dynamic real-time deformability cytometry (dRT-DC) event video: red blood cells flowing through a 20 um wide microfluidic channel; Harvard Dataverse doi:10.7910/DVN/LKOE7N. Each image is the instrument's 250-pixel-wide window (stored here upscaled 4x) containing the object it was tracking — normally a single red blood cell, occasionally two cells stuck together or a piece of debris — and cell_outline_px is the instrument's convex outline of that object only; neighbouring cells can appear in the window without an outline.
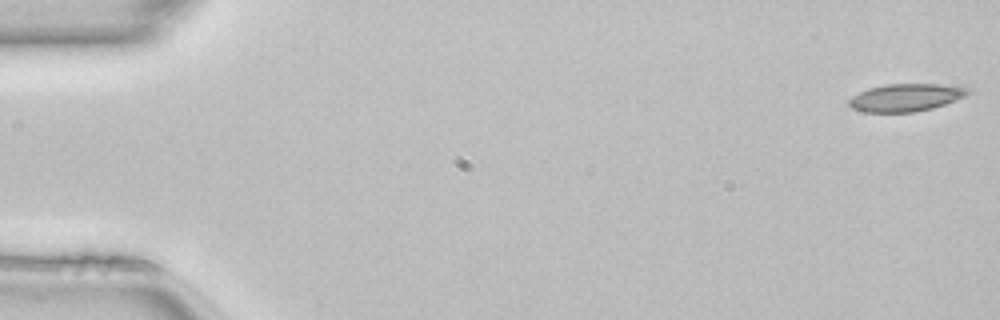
{"species": "common noctule bat (a hibernating species)", "species_latin": "Nyctalus noctula", "temperature_condition": "room temperature", "stored_images_in_passage": 50, "camera_frame_rate_fps": 3000, "um_per_image_px": 0.085, "animal": {"sex": "female", "body_mass_g": 22.7, "forearm_length_mm": 54.2}, "frame": {"image": 1, "passage_image": 1, "time_ms": 0.0, "image_size_px": [1000, 320], "cell_outline_px": [[972, 92], [964, 96], [944, 104], [932, 108], [912, 112], [864, 112], [852, 108], [848, 104], [848, 100], [852, 96], [868, 88], [888, 84], [936, 84], [968, 88]], "centroid_in_image_um": [76.95, 8.29], "position_along_channel_um": 8.0, "area_um2": 18.9}}
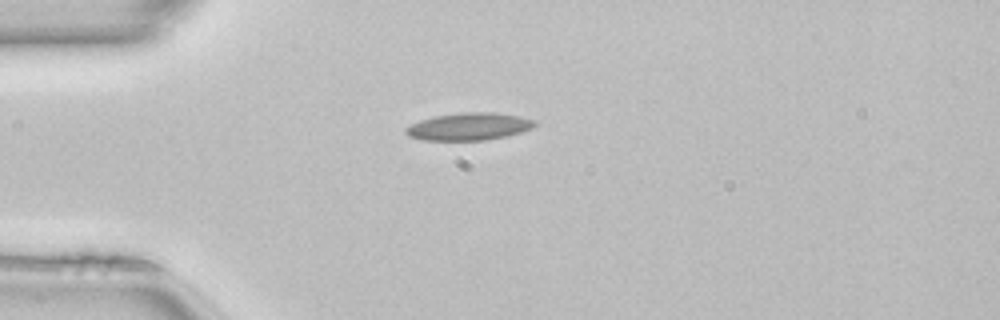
{"frame": {"image": 2, "passage_image": 13, "time_ms": 4.0, "image_size_px": [1000, 320], "cell_outline_px": [[536, 124], [532, 128], [508, 136], [484, 140], [424, 140], [408, 136], [404, 132], [404, 128], [420, 120], [436, 116], [460, 112], [492, 112], [520, 116], [536, 120]], "centroid_in_image_um": [39.86, 10.75], "position_along_channel_um": 45.1, "area_um2": 20.63}}
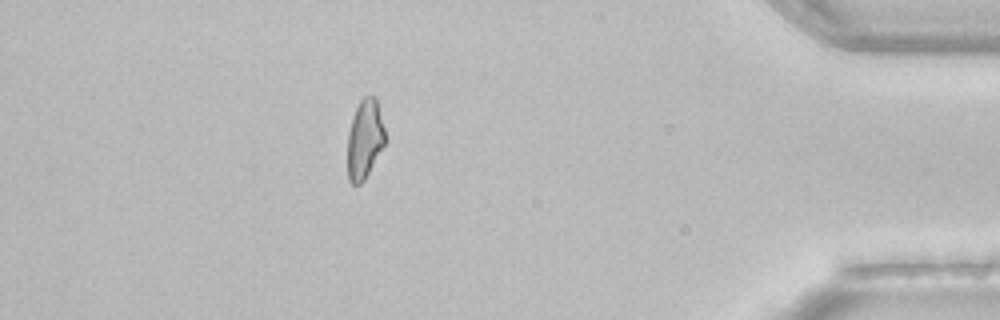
{"frame": {"image": 3, "passage_image": 44, "time_ms": 14.333, "image_size_px": [1000, 320], "cell_outline_px": [[388, 140], [364, 180], [360, 184], [352, 184], [348, 180], [348, 132], [352, 116], [360, 100], [364, 96], [376, 96]], "centroid_in_image_um": [31.03, 11.81], "position_along_channel_um": 404.2, "area_um2": 17.69}, "authors_computed_cell_mechanics": {"area_um2": 18.9584, "velocity_mm_per_s": 4.1146, "shape_relaxation_time_tau1_ms": 5.3105, "shape_relaxation_time_tau2_ms": 1.5338, "deformation_change_tau1": 0.1475, "deformation_change_tau2": 0.0824}}